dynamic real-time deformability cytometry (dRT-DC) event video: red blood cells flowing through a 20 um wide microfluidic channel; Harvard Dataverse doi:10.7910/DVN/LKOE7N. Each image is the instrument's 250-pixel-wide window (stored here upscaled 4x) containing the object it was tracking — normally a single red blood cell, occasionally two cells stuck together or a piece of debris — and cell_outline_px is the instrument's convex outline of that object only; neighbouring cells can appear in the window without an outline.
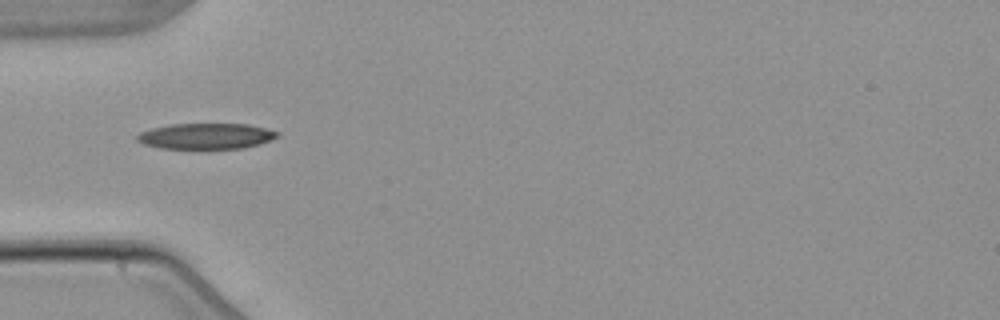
{"species": "common noctule bat (a hibernating species)", "species_latin": "Nyctalus noctula", "temperature_condition": "warm", "stored_images_in_passage": 4, "camera_frame_rate_fps": 3000, "um_per_image_px": 0.085, "animal": {"sex": "male", "body_mass_g": 21.5, "forearm_length_mm": 52.0}, "frame": {"image": 1, "passage_image": 1, "time_ms": 0.0, "image_size_px": [1000, 320], "cell_outline_px": [[280, 136], [260, 144], [244, 148], [160, 148], [144, 144], [136, 140], [136, 136], [140, 132], [152, 128], [172, 124], [248, 124], [280, 132]], "centroid_in_image_um": [17.53, 11.57], "position_along_channel_um": 67.5, "area_um2": 20.98}}
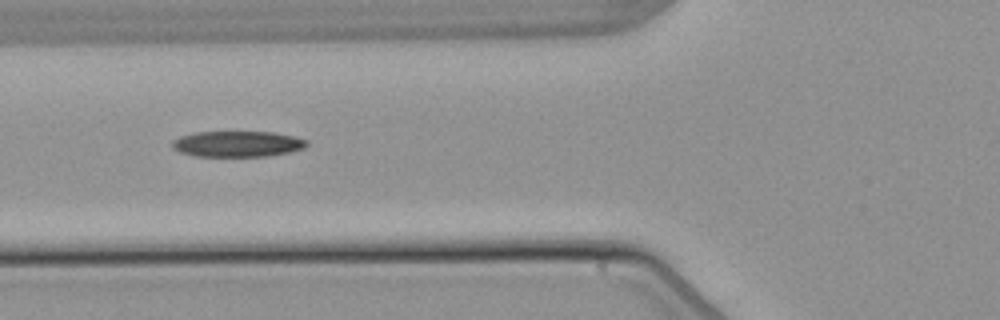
{"frame": {"image": 2, "passage_image": 2, "time_ms": 1.0, "image_size_px": [1000, 320], "cell_outline_px": [[308, 144], [304, 148], [288, 152], [268, 156], [196, 156], [180, 152], [172, 148], [172, 140], [180, 136], [196, 132], [272, 132], [292, 136], [308, 140]], "centroid_in_image_um": [20.16, 12.23], "position_along_channel_um": 105.6, "area_um2": 20.17}}